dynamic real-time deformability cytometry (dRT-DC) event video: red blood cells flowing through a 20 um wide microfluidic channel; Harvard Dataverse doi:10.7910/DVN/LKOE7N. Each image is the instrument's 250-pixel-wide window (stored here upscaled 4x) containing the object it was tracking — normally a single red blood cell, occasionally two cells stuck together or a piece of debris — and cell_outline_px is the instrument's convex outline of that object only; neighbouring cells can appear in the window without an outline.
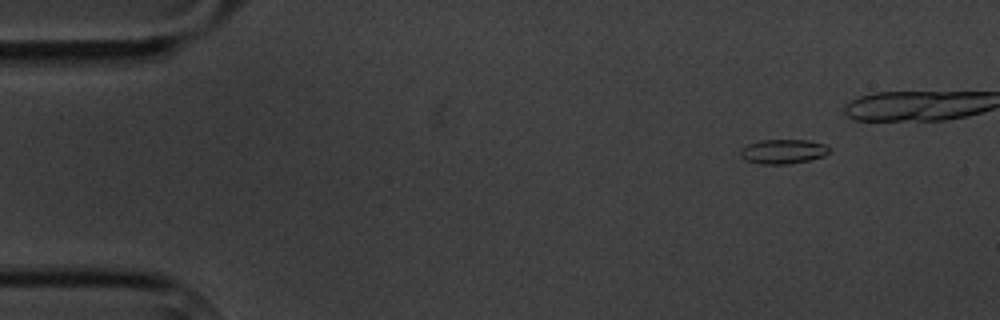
{"species": "common noctule bat (a hibernating species)", "species_latin": "Nyctalus noctula", "temperature_condition": "cold", "stored_images_in_passage": 5, "camera_frame_rate_fps": 3000, "um_per_image_px": 0.085, "animal": {"sex": "male", "body_mass_g": 20.1, "forearm_length_mm": 53.5}, "frame": {"image": 1, "passage_image": 1, "time_ms": 0.0, "image_size_px": [1000, 320], "cell_outline_px": [[828, 152], [824, 156], [808, 160], [788, 164], [760, 164], [748, 160], [740, 156], [740, 148], [748, 144], [760, 140], [808, 140], [824, 144], [828, 148]], "centroid_in_image_um": [66.53, 12.87], "position_along_channel_um": 18.5, "area_um2": 12.54}}